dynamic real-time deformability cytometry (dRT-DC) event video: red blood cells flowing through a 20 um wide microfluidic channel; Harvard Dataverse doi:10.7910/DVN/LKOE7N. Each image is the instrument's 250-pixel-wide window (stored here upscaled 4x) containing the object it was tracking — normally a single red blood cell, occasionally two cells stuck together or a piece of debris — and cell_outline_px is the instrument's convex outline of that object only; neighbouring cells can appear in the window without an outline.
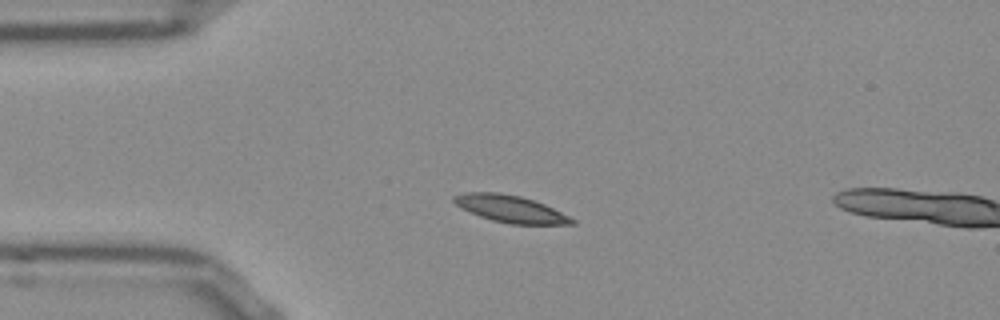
{"species": "Egyptian fruit bat (a non-hibernating species)", "species_latin": "Rousettus aegyptiacus", "temperature_condition": "room temperature", "stored_images_in_passage": 3, "camera_frame_rate_fps": 3000, "um_per_image_px": 0.085, "frame": {"image": 1, "passage_image": 1, "time_ms": 0.0, "image_size_px": [1000, 320], "cell_outline_px": [[576, 224], [508, 224], [492, 220], [480, 216], [460, 208], [452, 200], [452, 196], [468, 192], [496, 192], [520, 196], [544, 204], [576, 220]], "centroid_in_image_um": [43.36, 17.75], "position_along_channel_um": 41.6, "area_um2": 18.44}}